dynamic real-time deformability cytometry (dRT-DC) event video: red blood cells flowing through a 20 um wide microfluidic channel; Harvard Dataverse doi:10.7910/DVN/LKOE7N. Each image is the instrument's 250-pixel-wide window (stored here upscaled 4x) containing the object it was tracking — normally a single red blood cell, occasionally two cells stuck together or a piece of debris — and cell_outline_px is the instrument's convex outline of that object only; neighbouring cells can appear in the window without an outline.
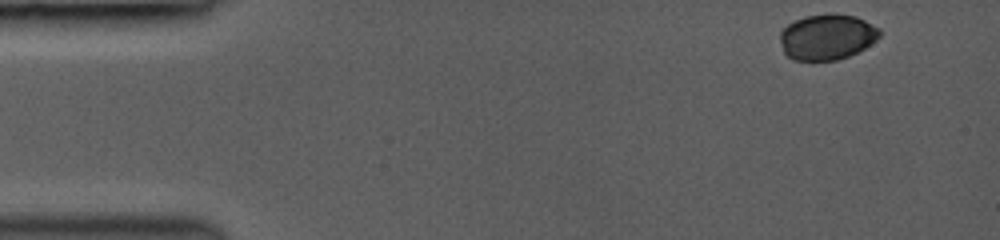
{"species": "common noctule bat (a hibernating species)", "species_latin": "Nyctalus noctula", "temperature_condition": "room temperature", "stored_images_in_passage": 12, "camera_frame_rate_fps": 3000, "um_per_image_px": 0.085, "animal": {"sex": "female", "body_mass_g": 19.0, "forearm_length_mm": 53.3}, "frame": {"image": 1, "passage_image": 1, "time_ms": 0.0, "image_size_px": [1000, 240], "cell_outline_px": [[880, 36], [876, 40], [864, 48], [848, 56], [836, 60], [796, 60], [788, 56], [784, 52], [780, 40], [780, 32], [788, 24], [804, 16], [856, 16], [880, 28]], "centroid_in_image_um": [70.3, 3.17], "position_along_channel_um": 14.7, "area_um2": 25.78}}
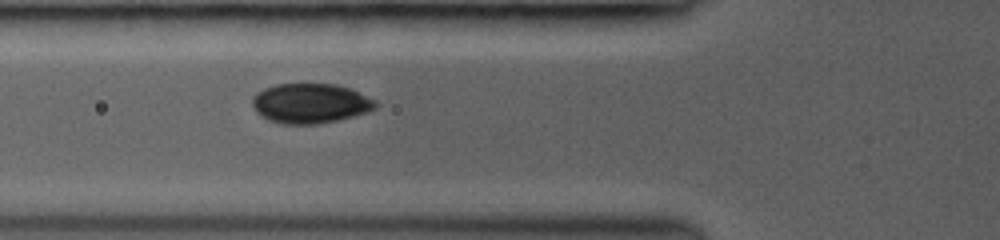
{"frame": {"image": 2, "passage_image": 8, "time_ms": 4.667, "image_size_px": [1000, 240], "cell_outline_px": [[376, 108], [368, 112], [320, 124], [280, 124], [268, 120], [260, 116], [256, 112], [252, 104], [252, 96], [256, 92], [264, 88], [276, 84], [336, 84], [348, 88], [376, 100]], "centroid_in_image_um": [26.33, 8.79], "position_along_channel_um": 99.5, "area_um2": 28.67}}
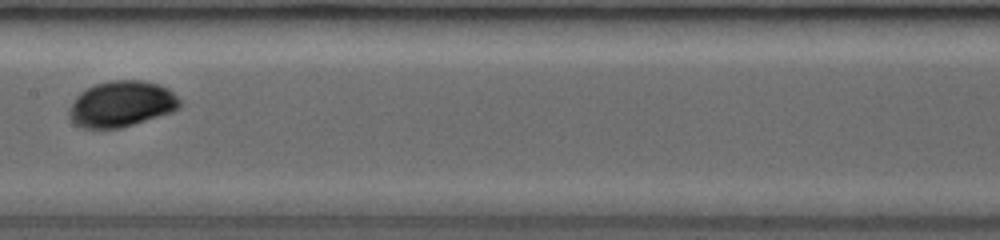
{"frame": {"image": 3, "passage_image": 12, "time_ms": 7.0, "image_size_px": [1000, 240], "cell_outline_px": [[184, 104], [180, 108], [172, 112], [120, 128], [84, 128], [76, 124], [68, 116], [68, 108], [76, 96], [80, 92], [96, 84], [112, 80], [144, 80], [160, 84], [168, 88]], "centroid_in_image_um": [10.35, 8.83], "position_along_channel_um": 197.1, "area_um2": 29.71}}